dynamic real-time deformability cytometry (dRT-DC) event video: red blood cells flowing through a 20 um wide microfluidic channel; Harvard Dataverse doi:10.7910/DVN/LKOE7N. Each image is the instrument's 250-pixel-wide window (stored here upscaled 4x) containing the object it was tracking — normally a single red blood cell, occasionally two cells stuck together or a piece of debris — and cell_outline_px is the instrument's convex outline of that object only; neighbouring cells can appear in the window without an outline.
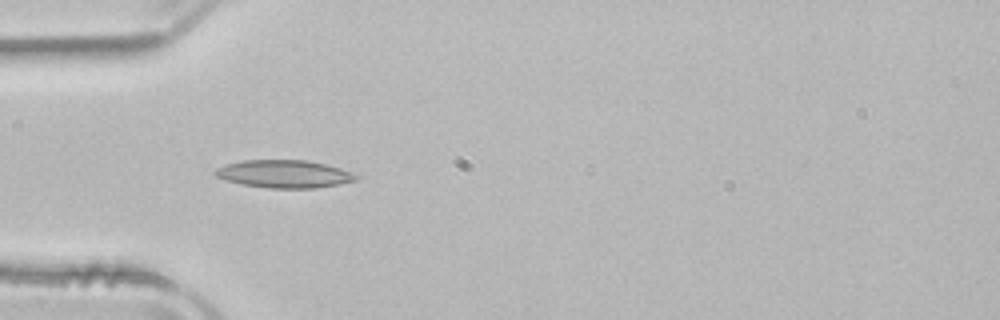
{"species": "common noctule bat (a hibernating species)", "species_latin": "Nyctalus noctula", "temperature_condition": "room temperature", "stored_images_in_passage": 38, "camera_frame_rate_fps": 3000, "um_per_image_px": 0.085, "animal": {"sex": "male", "body_mass_g": 21.5, "forearm_length_mm": 52.0}, "frame": {"image": 1, "passage_image": 1, "time_ms": 0.0, "image_size_px": [1000, 320], "cell_outline_px": [[360, 176], [356, 180], [340, 184], [316, 188], [268, 188], [240, 184], [224, 180], [216, 176], [212, 172], [216, 168], [240, 160], [308, 160], [340, 168], [352, 172]], "centroid_in_image_um": [24.14, 14.79], "position_along_channel_um": 60.9, "area_um2": 22.95}}
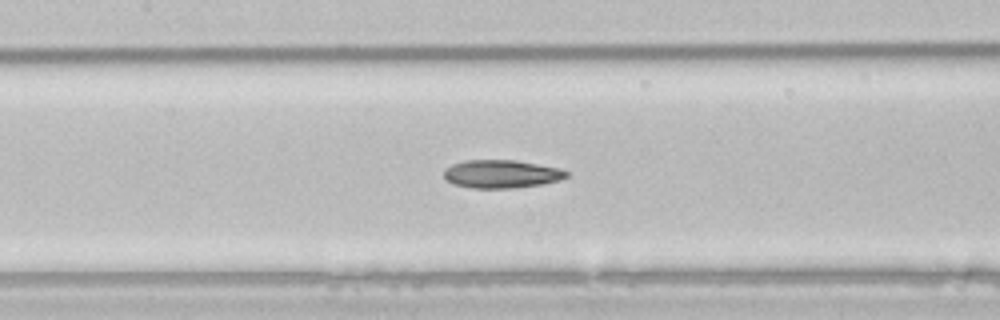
{"frame": {"image": 2, "passage_image": 9, "time_ms": 2.667, "image_size_px": [1000, 320], "cell_outline_px": [[572, 172], [568, 176], [560, 180], [540, 184], [512, 188], [472, 188], [452, 184], [444, 176], [444, 168], [452, 164], [464, 160], [516, 160], [560, 168]], "centroid_in_image_um": [42.63, 14.78], "position_along_channel_um": 164.8, "area_um2": 20.23}}
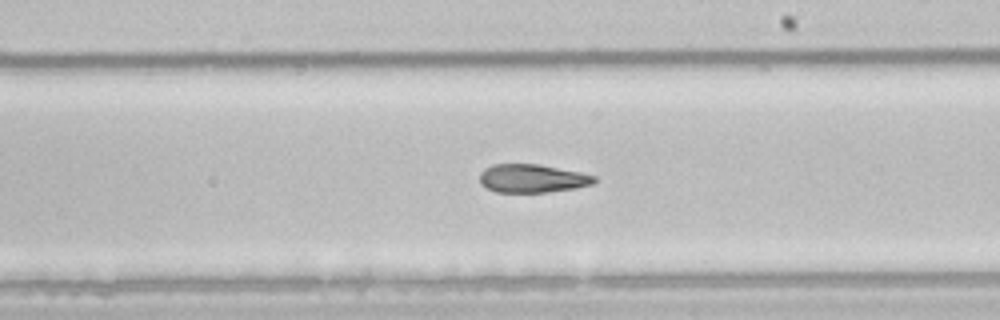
{"frame": {"image": 3, "passage_image": 15, "time_ms": 4.667, "image_size_px": [1000, 320], "cell_outline_px": [[596, 180], [592, 184], [576, 188], [548, 192], [496, 192], [480, 184], [480, 172], [484, 168], [492, 164], [540, 164], [596, 176]], "centroid_in_image_um": [45.21, 15.16], "position_along_channel_um": 243.8, "area_um2": 18.9}, "authors_computed_cell_mechanics": {"area_um2": 20.3745, "velocity_mm_per_s": 3.9573, "shape_relaxation_time_tau1_ms": null, "shape_relaxation_time_tau2_ms": 4.1653, "deformation_change_tau1": null, "deformation_change_tau2": 0.1266}}